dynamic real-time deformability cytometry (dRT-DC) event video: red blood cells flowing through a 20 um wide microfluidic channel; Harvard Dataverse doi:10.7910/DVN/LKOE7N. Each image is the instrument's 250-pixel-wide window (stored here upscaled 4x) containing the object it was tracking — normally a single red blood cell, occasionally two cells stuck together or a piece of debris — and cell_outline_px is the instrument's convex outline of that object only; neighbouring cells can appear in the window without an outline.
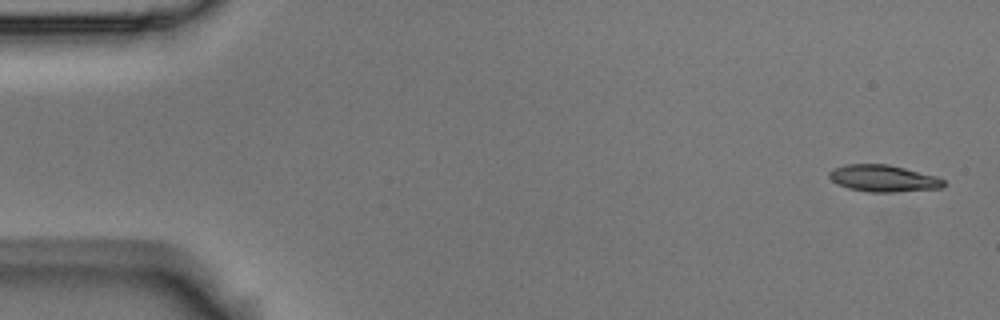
{"species": "Egyptian fruit bat (a non-hibernating species)", "species_latin": "Rousettus aegyptiacus", "temperature_condition": "room temperature", "stored_images_in_passage": 4, "camera_frame_rate_fps": 3000, "um_per_image_px": 0.085, "animal": {"sex": "male"}, "frame": {"image": 1, "passage_image": 1, "time_ms": 0.0, "image_size_px": [1000, 320], "cell_outline_px": [[944, 188], [896, 192], [868, 192], [848, 188], [836, 184], [828, 176], [828, 172], [844, 164], [888, 164], [936, 176], [944, 180]], "centroid_in_image_um": [75.08, 15.17], "position_along_channel_um": 9.9, "area_um2": 17.92}}
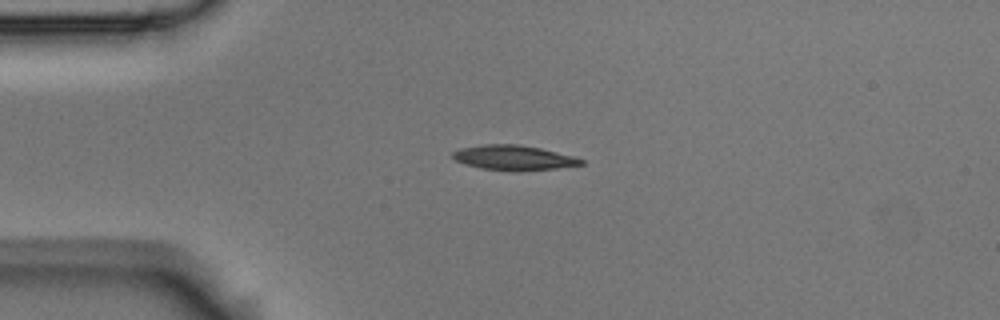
{"frame": {"image": 2, "passage_image": 4, "time_ms": 1.0, "image_size_px": [1000, 320], "cell_outline_px": [[584, 164], [556, 168], [480, 168], [456, 160], [452, 156], [452, 152], [460, 148], [484, 144], [520, 144], [540, 148], [572, 156], [584, 160]], "centroid_in_image_um": [43.64, 13.34], "position_along_channel_um": 41.4, "area_um2": 17.46}}